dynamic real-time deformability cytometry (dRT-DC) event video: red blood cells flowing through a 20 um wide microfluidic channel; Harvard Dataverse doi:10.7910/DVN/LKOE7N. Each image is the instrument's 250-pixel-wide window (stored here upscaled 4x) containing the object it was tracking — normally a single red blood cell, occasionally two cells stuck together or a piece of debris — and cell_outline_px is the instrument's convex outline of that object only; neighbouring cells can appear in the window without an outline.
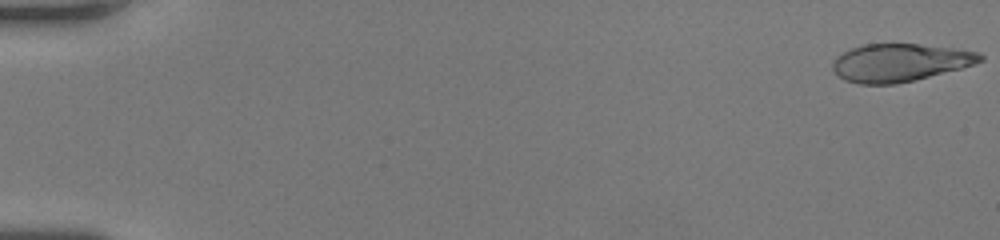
{"species": "human", "species_latin": "Homo sapiens", "temperature_condition": "room temperature", "stored_images_in_passage": 62, "camera_frame_rate_fps": 3000, "um_per_image_px": 0.085, "donor": {"sex": "female"}, "frame": {"image": 1, "passage_image": 1, "time_ms": 0.0, "image_size_px": [1000, 240], "cell_outline_px": [[984, 60], [960, 68], [896, 84], [860, 84], [844, 80], [832, 68], [832, 60], [836, 56], [852, 48], [864, 44], [920, 44], [952, 48], [980, 52], [984, 56]], "centroid_in_image_um": [76.46, 5.31], "position_along_channel_um": 8.5, "area_um2": 32.19}}
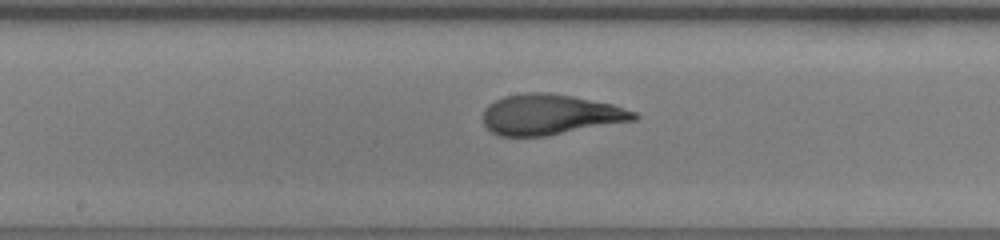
{"frame": {"image": 2, "passage_image": 34, "time_ms": 11.0, "image_size_px": [1000, 240], "cell_outline_px": [[640, 116], [636, 120], [544, 136], [500, 136], [492, 132], [484, 124], [484, 108], [488, 104], [504, 96], [528, 92], [548, 92], [572, 96], [612, 104], [636, 112]], "centroid_in_image_um": [46.77, 9.73], "position_along_channel_um": 201.4, "area_um2": 35.43}}
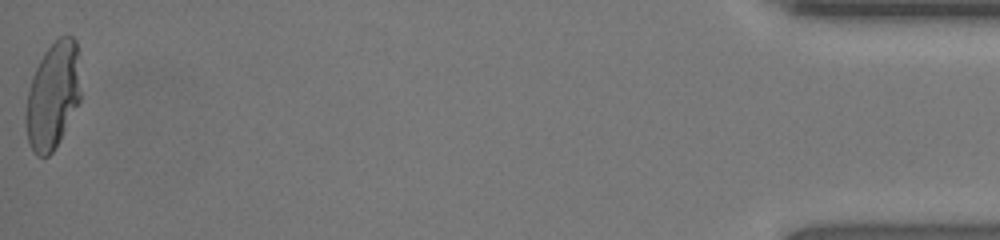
{"frame": {"image": 3, "passage_image": 62, "time_ms": 20.333, "image_size_px": [1000, 240], "cell_outline_px": [[80, 100], [60, 140], [52, 152], [48, 156], [36, 156], [28, 140], [24, 124], [24, 116], [28, 92], [32, 76], [44, 52], [60, 36], [72, 36], [76, 40], [80, 92]], "centroid_in_image_um": [4.47, 8.15], "position_along_channel_um": 430.7, "area_um2": 33.93}}